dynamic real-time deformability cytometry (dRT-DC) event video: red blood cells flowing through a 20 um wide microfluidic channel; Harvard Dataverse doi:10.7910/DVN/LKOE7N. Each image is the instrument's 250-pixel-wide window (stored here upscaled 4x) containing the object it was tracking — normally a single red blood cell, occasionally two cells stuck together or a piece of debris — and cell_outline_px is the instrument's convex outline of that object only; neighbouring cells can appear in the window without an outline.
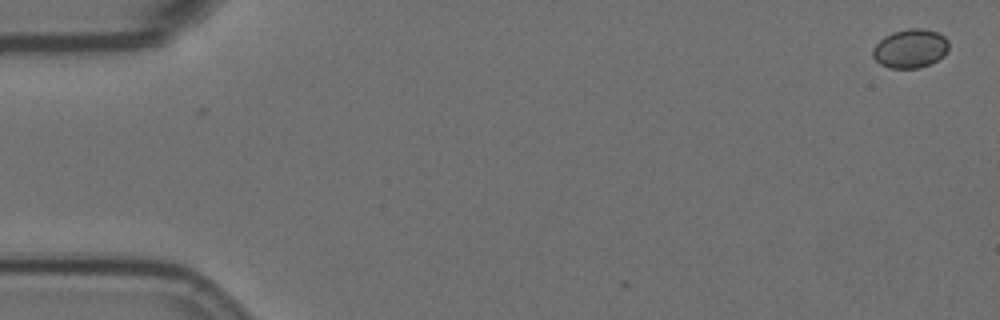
{"species": "Egyptian fruit bat (a non-hibernating species)", "species_latin": "Rousettus aegyptiacus", "temperature_condition": "room temperature", "stored_images_in_passage": 2, "camera_frame_rate_fps": 3000, "um_per_image_px": 0.085, "animal": {"sex": "female"}, "frame": {"image": 1, "passage_image": 1, "time_ms": 0.0, "image_size_px": [1000, 320], "cell_outline_px": [[948, 48], [944, 56], [920, 68], [888, 68], [880, 64], [872, 56], [872, 48], [884, 36], [892, 32], [908, 28], [924, 28], [936, 32], [944, 36], [948, 40]], "centroid_in_image_um": [77.36, 4.12], "position_along_channel_um": 7.6, "area_um2": 17.28}}